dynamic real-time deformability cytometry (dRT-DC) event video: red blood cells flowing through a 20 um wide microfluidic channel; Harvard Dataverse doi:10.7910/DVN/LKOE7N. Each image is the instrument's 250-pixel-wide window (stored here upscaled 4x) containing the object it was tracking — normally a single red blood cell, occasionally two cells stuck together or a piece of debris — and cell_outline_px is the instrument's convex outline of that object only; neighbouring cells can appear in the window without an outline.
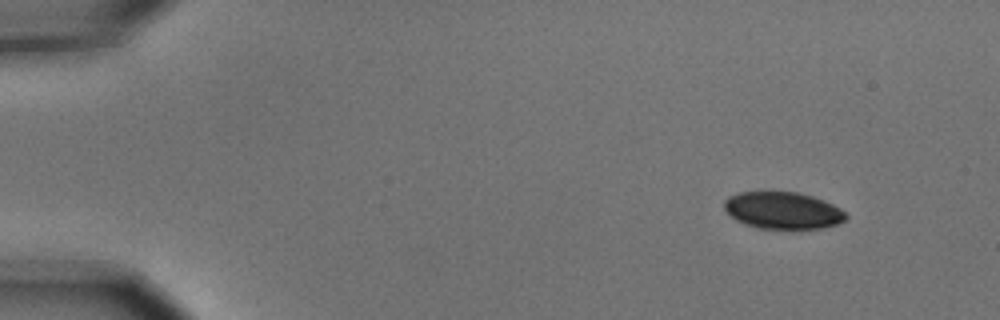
{"species": "common noctule bat (a hibernating species)", "species_latin": "Nyctalus noctula", "temperature_condition": "cold", "stored_images_in_passage": 5, "camera_frame_rate_fps": 3000, "um_per_image_px": 0.085, "animal": {"sex": "male", "body_mass_g": 15.6}, "frame": {"image": 1, "passage_image": 2, "time_ms": 0.333, "image_size_px": [1000, 320], "cell_outline_px": [[848, 216], [844, 220], [836, 224], [824, 228], [756, 228], [744, 224], [736, 220], [724, 208], [724, 200], [728, 196], [740, 192], [796, 192], [812, 196], [824, 200], [840, 208]], "centroid_in_image_um": [66.53, 17.88], "position_along_channel_um": 18.5, "area_um2": 26.07}}
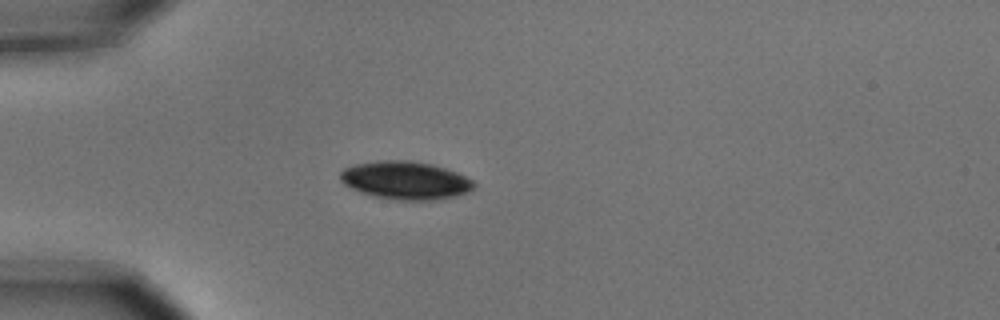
{"frame": {"image": 2, "passage_image": 4, "time_ms": 1.0, "image_size_px": [1000, 320], "cell_outline_px": [[476, 188], [468, 192], [456, 196], [440, 200], [400, 200], [376, 196], [360, 192], [344, 184], [340, 180], [340, 172], [344, 168], [356, 164], [376, 160], [408, 160], [432, 164], [456, 172], [472, 180], [476, 184]], "centroid_in_image_um": [34.49, 15.33], "position_along_channel_um": 50.5, "area_um2": 29.71}}